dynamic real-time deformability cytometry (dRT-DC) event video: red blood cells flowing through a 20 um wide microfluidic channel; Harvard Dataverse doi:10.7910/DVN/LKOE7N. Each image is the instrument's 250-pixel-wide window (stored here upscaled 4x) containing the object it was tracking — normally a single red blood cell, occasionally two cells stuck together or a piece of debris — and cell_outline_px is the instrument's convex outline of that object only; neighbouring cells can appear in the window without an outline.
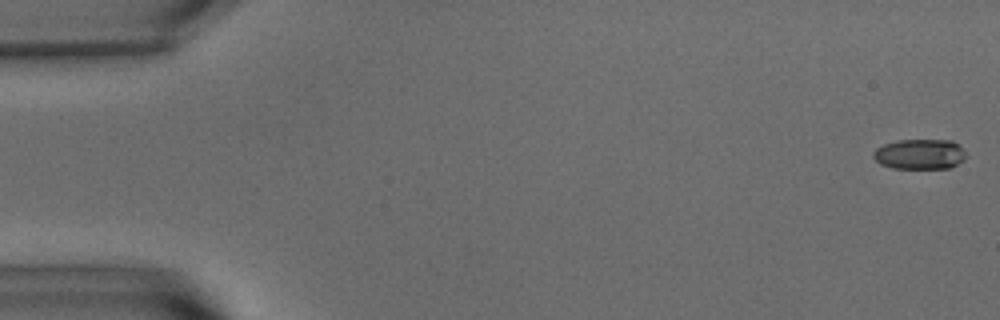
{"species": "common noctule bat (a hibernating species)", "species_latin": "Nyctalus noctula", "temperature_condition": "warm", "stored_images_in_passage": 22, "camera_frame_rate_fps": 3000, "um_per_image_px": 0.085, "animal": {"sex": "male", "body_mass_g": 15.6}, "frame": {"image": 1, "passage_image": 1, "time_ms": 0.0, "image_size_px": [1000, 320], "cell_outline_px": [[968, 156], [964, 160], [952, 168], [892, 168], [880, 164], [872, 156], [872, 152], [876, 148], [884, 144], [896, 140], [952, 140], [964, 148]], "centroid_in_image_um": [78.21, 13.1], "position_along_channel_um": 6.8, "area_um2": 16.65}}
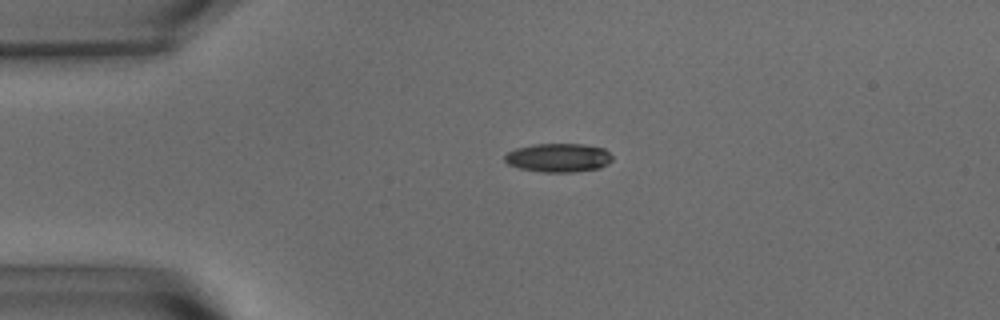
{"frame": {"image": 2, "passage_image": 13, "time_ms": 4.0, "image_size_px": [1000, 320], "cell_outline_px": [[612, 160], [608, 164], [600, 168], [572, 172], [544, 172], [520, 168], [508, 164], [504, 160], [504, 156], [508, 152], [516, 148], [532, 144], [584, 144], [604, 148], [612, 156]], "centroid_in_image_um": [47.47, 13.4], "position_along_channel_um": 37.5, "area_um2": 18.03}}